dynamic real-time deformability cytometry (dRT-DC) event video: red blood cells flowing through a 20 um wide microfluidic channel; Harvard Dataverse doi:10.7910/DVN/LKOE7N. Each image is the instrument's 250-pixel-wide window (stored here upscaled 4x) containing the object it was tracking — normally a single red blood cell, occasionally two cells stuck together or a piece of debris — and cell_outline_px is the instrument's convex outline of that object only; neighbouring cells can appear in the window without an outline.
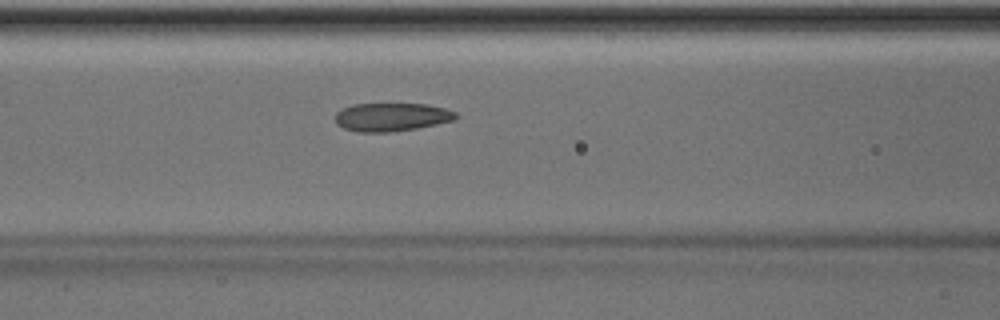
{"species": "Egyptian fruit bat (a non-hibernating species)", "species_latin": "Rousettus aegyptiacus", "temperature_condition": "room temperature", "stored_images_in_passage": 50, "camera_frame_rate_fps": 3000, "um_per_image_px": 0.085, "animal": {"sex": "male"}, "frame": {"image": 1, "passage_image": 21, "time_ms": 6.667, "image_size_px": [1000, 320], "cell_outline_px": [[456, 116], [452, 120], [436, 124], [416, 128], [388, 132], [356, 132], [344, 128], [336, 124], [336, 112], [352, 104], [428, 104], [444, 108], [456, 112]], "centroid_in_image_um": [33.25, 9.94], "position_along_channel_um": 133.4, "area_um2": 19.71}}
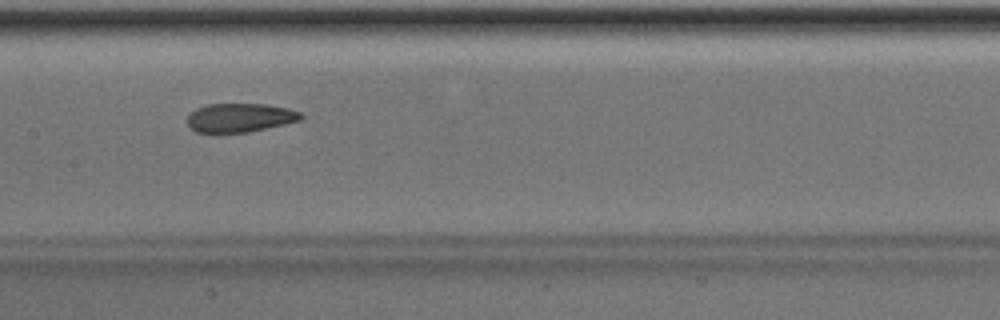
{"frame": {"image": 2, "passage_image": 25, "time_ms": 8.0, "image_size_px": [1000, 320], "cell_outline_px": [[304, 116], [300, 120], [284, 124], [248, 132], [196, 132], [188, 124], [188, 116], [196, 108], [208, 104], [264, 104], [288, 108], [300, 112]], "centroid_in_image_um": [20.41, 9.99], "position_along_channel_um": 187.0, "area_um2": 18.84}}
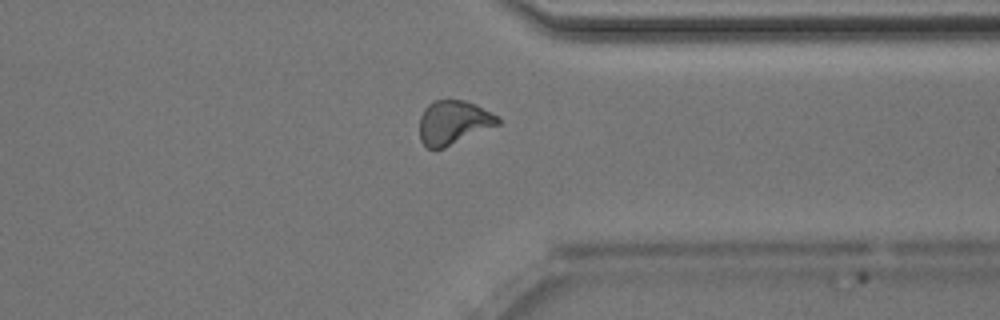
{"frame": {"image": 3, "passage_image": 39, "time_ms": 12.667, "image_size_px": [1000, 320], "cell_outline_px": [[500, 124], [444, 148], [428, 148], [420, 140], [420, 116], [424, 108], [432, 100], [464, 100], [476, 104], [496, 116], [500, 120]], "centroid_in_image_um": [38.52, 10.4], "position_along_channel_um": 372.9, "area_um2": 19.94}, "authors_computed_cell_mechanics": {"area_um2": 20.2878, "velocity_mm_per_s": 4.0318, "shape_relaxation_time_tau1_ms": null, "shape_relaxation_time_tau2_ms": 1.6258, "deformation_change_tau1": null, "deformation_change_tau2": 0.0804}}